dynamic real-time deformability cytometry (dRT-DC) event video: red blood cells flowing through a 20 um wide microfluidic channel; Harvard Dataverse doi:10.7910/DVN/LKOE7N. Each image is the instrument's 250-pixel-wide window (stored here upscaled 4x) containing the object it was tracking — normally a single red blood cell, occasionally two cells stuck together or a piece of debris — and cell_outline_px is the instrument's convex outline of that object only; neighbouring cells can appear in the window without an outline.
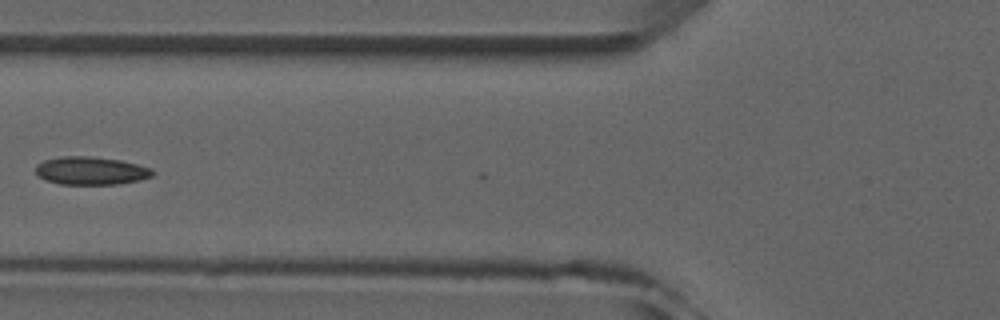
{"species": "common noctule bat (a hibernating species)", "species_latin": "Nyctalus noctula", "temperature_condition": "room temperature", "stored_images_in_passage": 7, "camera_frame_rate_fps": 3000, "um_per_image_px": 0.085, "animal": {"sex": "male", "forearm_length_mm": 52.5}, "frame": {"image": 1, "passage_image": 6, "time_ms": 6.0, "image_size_px": [1000, 320], "cell_outline_px": [[156, 172], [152, 176], [140, 180], [116, 184], [60, 184], [44, 180], [36, 172], [36, 164], [44, 160], [60, 156], [92, 156], [120, 160], [152, 168]], "centroid_in_image_um": [7.73, 14.51], "position_along_channel_um": 118.1, "area_um2": 19.19}}